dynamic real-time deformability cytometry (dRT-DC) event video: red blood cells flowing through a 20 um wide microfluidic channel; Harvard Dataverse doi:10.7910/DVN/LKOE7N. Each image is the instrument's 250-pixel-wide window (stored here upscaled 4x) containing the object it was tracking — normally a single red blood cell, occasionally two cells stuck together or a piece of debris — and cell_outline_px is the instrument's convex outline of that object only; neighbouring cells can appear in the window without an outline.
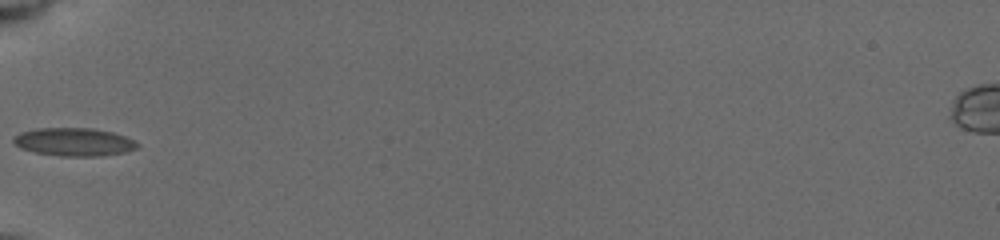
{"species": "common noctule bat (a hibernating species)", "species_latin": "Nyctalus noctula", "temperature_condition": "cold", "stored_images_in_passage": 8, "camera_frame_rate_fps": 3000, "um_per_image_px": 0.085, "animal": {"sex": "female", "body_mass_g": 19.5, "forearm_length_mm": 54.1}, "frame": {"image": 1, "passage_image": 1, "time_ms": 0.0, "image_size_px": [1000, 240], "cell_outline_px": [[140, 144], [136, 148], [124, 152], [100, 156], [60, 156], [32, 152], [20, 148], [12, 140], [20, 132], [36, 128], [92, 128], [112, 132], [136, 140]], "centroid_in_image_um": [6.29, 12.06], "position_along_channel_um": 78.7, "area_um2": 20.35}}
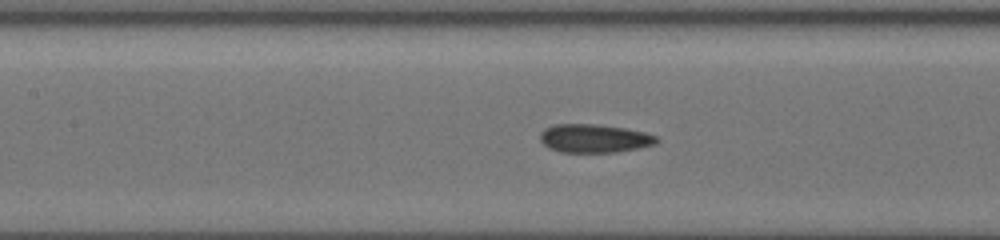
{"frame": {"image": 2, "passage_image": 5, "time_ms": 2.0, "image_size_px": [1000, 240], "cell_outline_px": [[660, 140], [656, 144], [640, 148], [616, 152], [560, 152], [548, 148], [540, 140], [540, 132], [544, 128], [556, 124], [592, 124], [624, 128], [644, 132], [656, 136]], "centroid_in_image_um": [50.51, 11.77], "position_along_channel_um": 156.9, "area_um2": 19.36}}
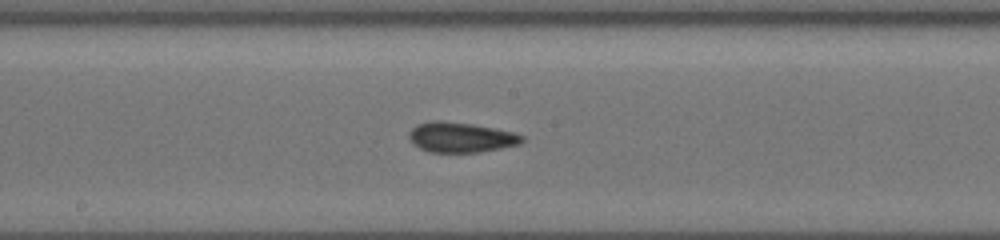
{"frame": {"image": 3, "passage_image": 7, "time_ms": 3.333, "image_size_px": [1000, 240], "cell_outline_px": [[524, 140], [520, 144], [480, 152], [428, 152], [412, 144], [408, 136], [408, 132], [416, 124], [432, 120], [436, 120], [472, 124], [512, 132], [524, 136]], "centroid_in_image_um": [39.12, 11.67], "position_along_channel_um": 209.1, "area_um2": 19.83}}